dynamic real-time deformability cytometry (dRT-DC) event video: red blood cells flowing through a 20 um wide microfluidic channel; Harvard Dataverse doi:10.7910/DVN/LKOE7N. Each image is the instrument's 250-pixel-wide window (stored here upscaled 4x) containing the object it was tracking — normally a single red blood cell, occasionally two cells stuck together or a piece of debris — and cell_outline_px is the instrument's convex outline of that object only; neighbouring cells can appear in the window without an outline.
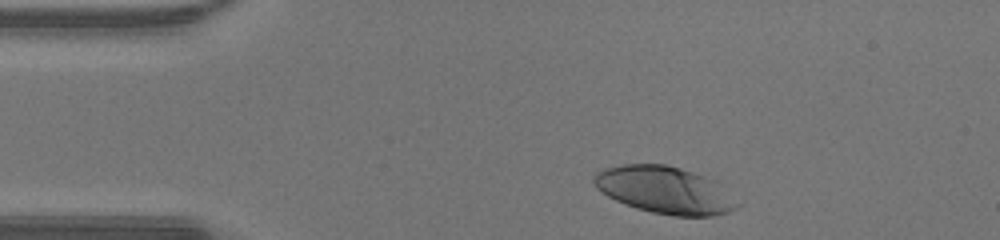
{"species": "human", "species_latin": "Homo sapiens", "temperature_condition": "warm", "stored_images_in_passage": 32, "camera_frame_rate_fps": 3000, "um_per_image_px": 0.085, "donor": {"sex": "male"}, "frame": {"image": 1, "passage_image": 2, "time_ms": 0.333, "image_size_px": [1000, 240], "cell_outline_px": [[740, 204], [736, 208], [728, 212], [712, 216], [672, 216], [652, 212], [636, 208], [624, 204], [608, 196], [596, 188], [592, 180], [592, 176], [596, 172], [604, 168], [624, 164], [664, 164], [680, 168], [716, 180]], "centroid_in_image_um": [56.49, 16.15], "position_along_channel_um": 28.5, "area_um2": 39.42}}
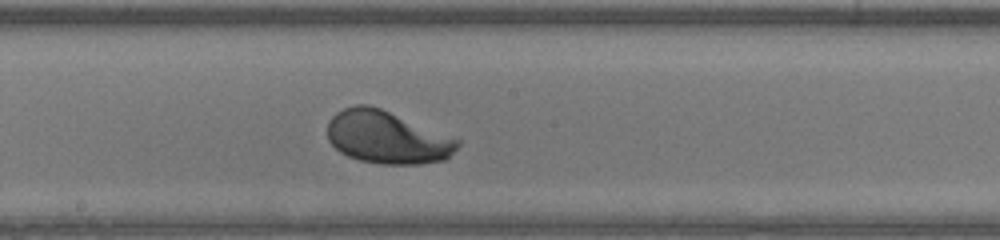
{"frame": {"image": 2, "passage_image": 19, "time_ms": 6.0, "image_size_px": [1000, 240], "cell_outline_px": [[460, 144], [444, 160], [420, 164], [380, 164], [360, 160], [348, 156], [340, 152], [328, 140], [328, 120], [336, 112], [344, 108], [356, 104], [368, 104], [380, 108], [460, 140]], "centroid_in_image_um": [32.86, 11.67], "position_along_channel_um": 215.3, "area_um2": 39.59}}
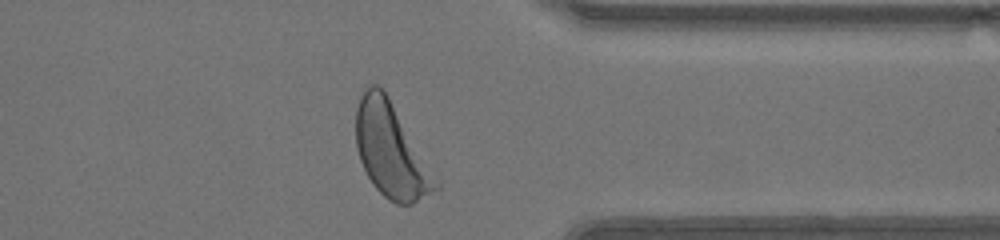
{"frame": {"image": 3, "passage_image": 31, "time_ms": 10.0, "image_size_px": [1000, 240], "cell_outline_px": [[440, 188], [412, 204], [396, 204], [388, 200], [372, 184], [360, 160], [356, 148], [356, 108], [360, 96], [364, 88], [368, 84], [376, 84], [384, 88], [440, 184]], "centroid_in_image_um": [33.21, 12.77], "position_along_channel_um": 378.2, "area_um2": 43.52}, "authors_computed_cell_mechanics": {"area_um2": 39.3618, "velocity_mm_per_s": 4.3011, "shape_relaxation_time_tau1_ms": 1.2385, "shape_relaxation_time_tau2_ms": null, "deformation_change_tau1": 0.1426, "deformation_change_tau2": null}}